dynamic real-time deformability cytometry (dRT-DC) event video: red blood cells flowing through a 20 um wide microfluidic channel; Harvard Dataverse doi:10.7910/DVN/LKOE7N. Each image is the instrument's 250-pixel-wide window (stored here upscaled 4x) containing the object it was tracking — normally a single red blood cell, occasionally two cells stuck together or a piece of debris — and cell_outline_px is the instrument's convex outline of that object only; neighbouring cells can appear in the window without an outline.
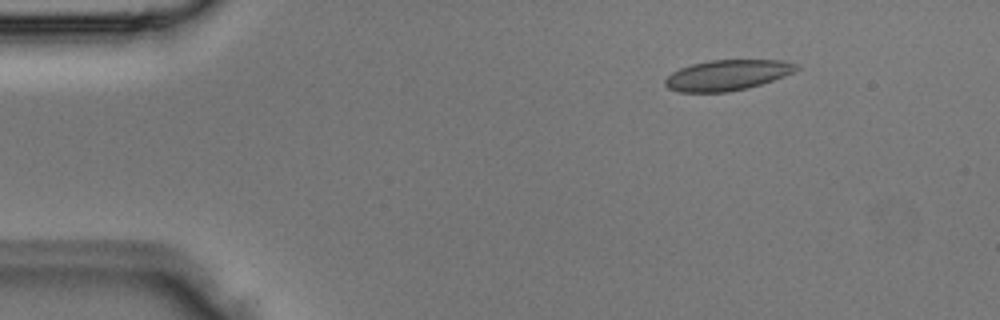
{"species": "Egyptian fruit bat (a non-hibernating species)", "species_latin": "Rousettus aegyptiacus", "temperature_condition": "room temperature", "stored_images_in_passage": 4, "camera_frame_rate_fps": 3000, "um_per_image_px": 0.085, "animal": {"sex": "male"}, "frame": {"image": 1, "passage_image": 2, "time_ms": 0.333, "image_size_px": [1000, 320], "cell_outline_px": [[800, 68], [784, 76], [748, 88], [728, 92], [676, 92], [668, 88], [664, 84], [664, 80], [672, 72], [680, 68], [692, 64], [712, 60], [784, 60], [796, 64]], "centroid_in_image_um": [61.79, 6.39], "position_along_channel_um": 23.2, "area_um2": 23.29}}
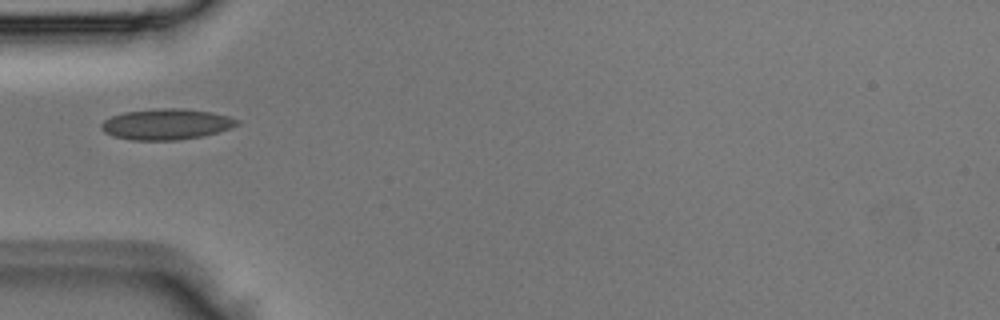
{"frame": {"image": 2, "passage_image": 4, "time_ms": 1.0, "image_size_px": [1000, 320], "cell_outline_px": [[240, 124], [232, 128], [220, 132], [204, 136], [180, 140], [132, 140], [112, 136], [104, 132], [100, 128], [100, 124], [104, 120], [112, 116], [124, 112], [160, 108], [184, 108], [212, 112], [228, 116], [240, 120]], "centroid_in_image_um": [14.17, 10.56], "position_along_channel_um": 70.8, "area_um2": 24.74}}